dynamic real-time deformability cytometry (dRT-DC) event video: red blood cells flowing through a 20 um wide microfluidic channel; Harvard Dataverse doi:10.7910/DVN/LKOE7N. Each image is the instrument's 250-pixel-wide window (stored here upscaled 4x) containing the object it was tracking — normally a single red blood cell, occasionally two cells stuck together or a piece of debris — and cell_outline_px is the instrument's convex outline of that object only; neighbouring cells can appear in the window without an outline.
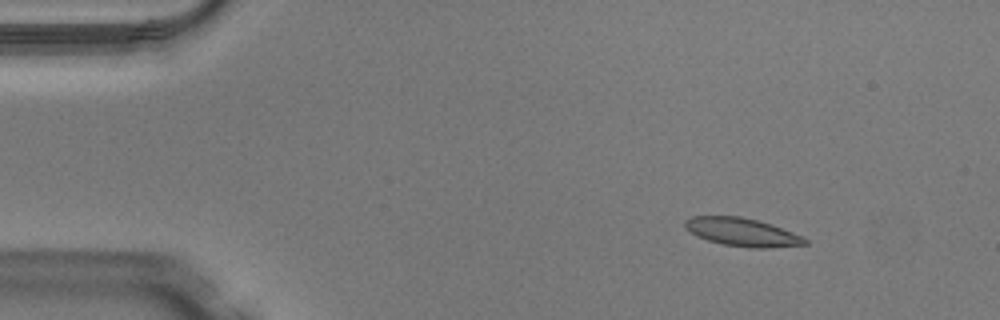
{"species": "Egyptian fruit bat (a non-hibernating species)", "species_latin": "Rousettus aegyptiacus", "temperature_condition": "warm", "stored_images_in_passage": 10, "camera_frame_rate_fps": 3000, "um_per_image_px": 0.085, "animal": {"sex": "male"}, "frame": {"image": 1, "passage_image": 1, "time_ms": 0.0, "image_size_px": [1000, 320], "cell_outline_px": [[808, 244], [768, 248], [748, 248], [724, 244], [708, 240], [696, 236], [684, 228], [684, 220], [692, 216], [740, 216], [772, 224], [804, 236], [808, 240]], "centroid_in_image_um": [63.09, 19.73], "position_along_channel_um": 21.9, "area_um2": 19.88}}